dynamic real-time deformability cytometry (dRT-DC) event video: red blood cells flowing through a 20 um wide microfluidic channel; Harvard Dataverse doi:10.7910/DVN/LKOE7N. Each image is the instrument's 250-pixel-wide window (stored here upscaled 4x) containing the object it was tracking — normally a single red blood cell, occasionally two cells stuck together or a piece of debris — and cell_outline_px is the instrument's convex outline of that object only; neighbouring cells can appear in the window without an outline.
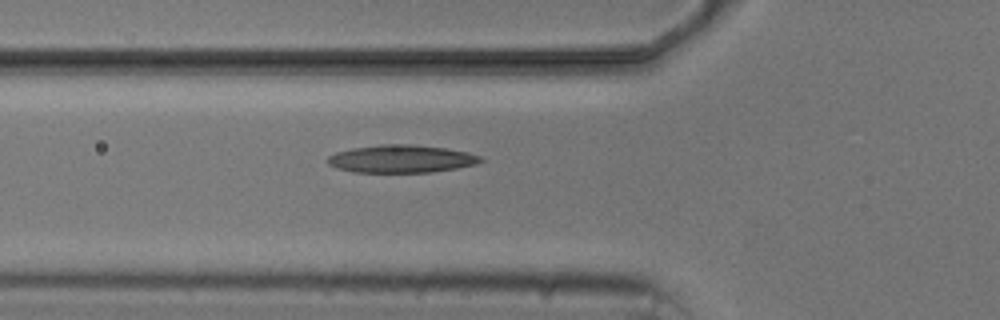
{"species": "common noctule bat (a hibernating species)", "species_latin": "Nyctalus noctula", "temperature_condition": "cold", "stored_images_in_passage": 5, "camera_frame_rate_fps": 3000, "um_per_image_px": 0.085, "animal": {"sex": "male", "body_mass_g": 20.5, "forearm_length_mm": 52.5}, "frame": {"image": 1, "passage_image": 5, "time_ms": 5.667, "image_size_px": [1000, 320], "cell_outline_px": [[484, 160], [476, 164], [456, 168], [432, 172], [352, 172], [336, 168], [328, 164], [328, 156], [336, 152], [352, 148], [380, 144], [408, 144], [448, 148], [468, 152], [480, 156]], "centroid_in_image_um": [34.11, 13.5], "position_along_channel_um": 91.7, "area_um2": 24.8}}